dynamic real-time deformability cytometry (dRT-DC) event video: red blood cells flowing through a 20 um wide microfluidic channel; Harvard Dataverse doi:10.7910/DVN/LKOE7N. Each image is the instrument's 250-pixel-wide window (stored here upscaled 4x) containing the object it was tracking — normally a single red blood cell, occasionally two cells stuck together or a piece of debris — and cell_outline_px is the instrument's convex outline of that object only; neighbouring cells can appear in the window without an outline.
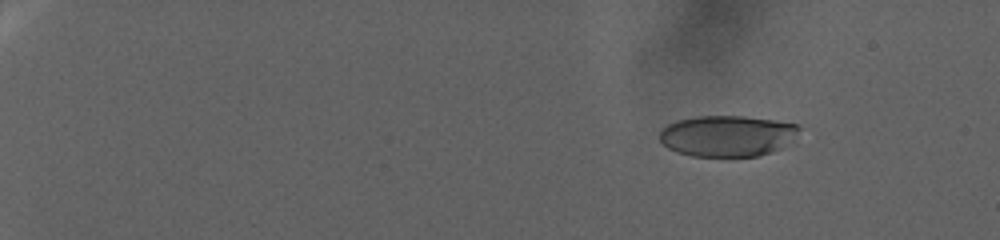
{"species": "human", "species_latin": "Homo sapiens", "temperature_condition": "warm", "stored_images_in_passage": 97, "camera_frame_rate_fps": 3000, "um_per_image_px": 0.085, "donor": {"sex": "female"}, "frame": {"image": 1, "passage_image": 16, "time_ms": 5.0, "image_size_px": [1000, 240], "cell_outline_px": [[800, 128], [780, 148], [772, 152], [760, 156], [728, 160], [692, 156], [676, 152], [668, 148], [660, 140], [660, 132], [668, 124], [676, 120], [696, 116], [744, 116], [772, 120], [796, 124]], "centroid_in_image_um": [61.75, 11.6], "position_along_channel_um": 23.2, "area_um2": 33.99}}
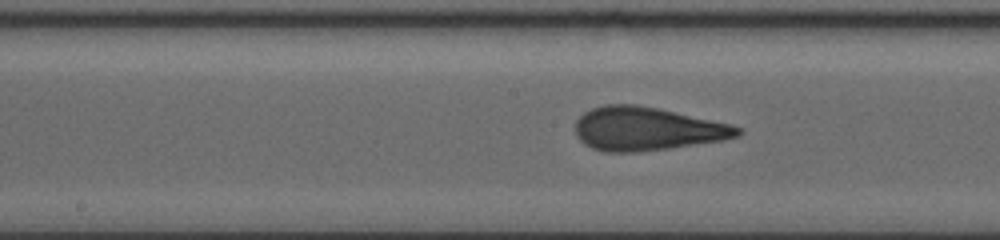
{"frame": {"image": 2, "passage_image": 59, "time_ms": 19.333, "image_size_px": [1000, 240], "cell_outline_px": [[744, 132], [740, 136], [724, 140], [672, 148], [636, 152], [604, 152], [592, 148], [584, 144], [576, 136], [576, 120], [584, 112], [592, 108], [604, 104], [636, 104], [660, 108], [732, 124], [744, 128]], "centroid_in_image_um": [55.03, 10.95], "position_along_channel_um": 193.2, "area_um2": 41.67}}
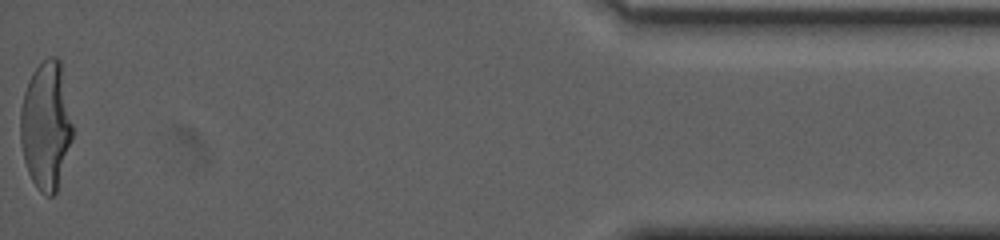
{"frame": {"image": 3, "passage_image": 97, "time_ms": 32.0, "image_size_px": [1000, 240], "cell_outline_px": [[72, 140], [56, 192], [52, 196], [44, 196], [36, 188], [28, 172], [24, 160], [20, 140], [20, 108], [24, 92], [28, 80], [32, 72], [48, 56], [56, 56], [60, 60], [72, 124]], "centroid_in_image_um": [3.89, 10.69], "position_along_channel_um": 431.3, "area_um2": 38.9}, "authors_computed_cell_mechanics": {"area_um2": 38.8416, "velocity_mm_per_s": 2.3911, "shape_relaxation_time_tau1_ms": 10.7602, "shape_relaxation_time_tau2_ms": 1.3174, "deformation_change_tau1": 0.2845, "deformation_change_tau2": 0.0945}}